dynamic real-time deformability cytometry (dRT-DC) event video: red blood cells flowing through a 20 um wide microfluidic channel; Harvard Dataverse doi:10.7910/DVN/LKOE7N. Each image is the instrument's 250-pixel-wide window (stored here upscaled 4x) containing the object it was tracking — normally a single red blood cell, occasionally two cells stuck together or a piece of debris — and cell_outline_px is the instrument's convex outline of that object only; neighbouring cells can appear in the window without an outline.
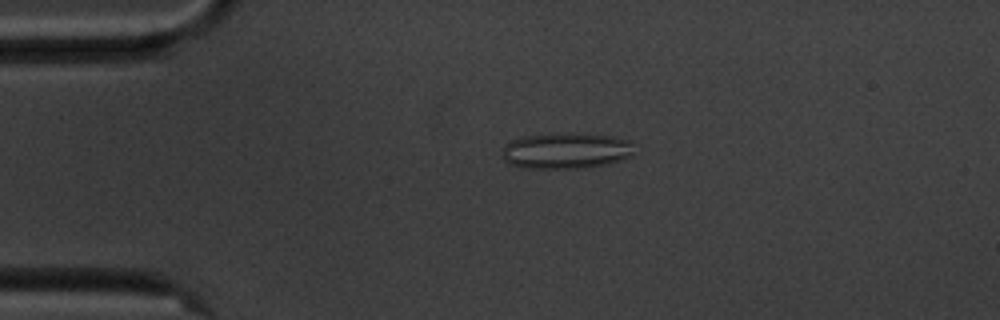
{"species": "common noctule bat (a hibernating species)", "species_latin": "Nyctalus noctula", "temperature_condition": "cold", "stored_images_in_passage": 56, "camera_frame_rate_fps": 3000, "um_per_image_px": 0.085, "animal": {"sex": "male", "body_mass_g": 20.1, "forearm_length_mm": 53.5}, "frame": {"image": 1, "passage_image": 12, "time_ms": 3.667, "image_size_px": [1000, 320], "cell_outline_px": [[632, 156], [608, 164], [580, 168], [524, 168], [512, 164], [504, 160], [504, 148], [512, 140], [524, 136], [572, 132], [576, 132], [612, 136], [628, 140], [632, 152]], "centroid_in_image_um": [48.13, 12.8], "position_along_channel_um": 36.9, "area_um2": 27.46}}
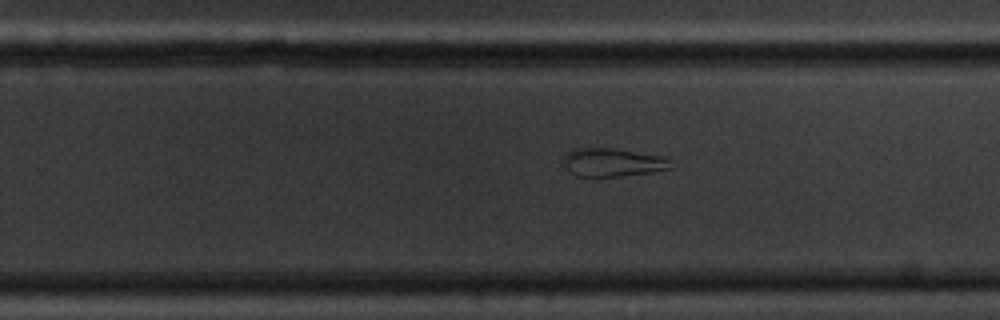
{"frame": {"image": 2, "passage_image": 35, "time_ms": 11.333, "image_size_px": [1000, 320], "cell_outline_px": [[676, 168], [652, 172], [620, 176], [576, 176], [568, 172], [564, 164], [564, 156], [572, 148], [612, 148], [668, 156], [672, 160]], "centroid_in_image_um": [52.17, 13.8], "position_along_channel_um": 277.6, "area_um2": 18.21}}
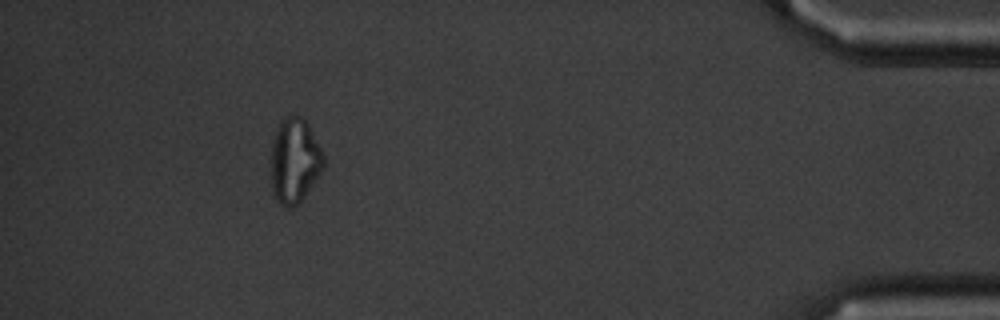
{"frame": {"image": 3, "passage_image": 51, "time_ms": 16.667, "image_size_px": [1000, 320], "cell_outline_px": [[324, 168], [300, 204], [292, 208], [284, 208], [276, 200], [272, 192], [268, 160], [276, 128], [280, 120], [288, 116], [300, 116], [308, 124], [324, 156]], "centroid_in_image_um": [24.99, 13.72], "position_along_channel_um": 410.2, "area_um2": 26.82}, "authors_computed_cell_mechanics": {"area_um2": 25.5187, "velocity_mm_per_s": 3.5528, "shape_relaxation_time_tau1_ms": null, "shape_relaxation_time_tau2_ms": 2.7359, "deformation_change_tau1": null, "deformation_change_tau2": 0.1133}}